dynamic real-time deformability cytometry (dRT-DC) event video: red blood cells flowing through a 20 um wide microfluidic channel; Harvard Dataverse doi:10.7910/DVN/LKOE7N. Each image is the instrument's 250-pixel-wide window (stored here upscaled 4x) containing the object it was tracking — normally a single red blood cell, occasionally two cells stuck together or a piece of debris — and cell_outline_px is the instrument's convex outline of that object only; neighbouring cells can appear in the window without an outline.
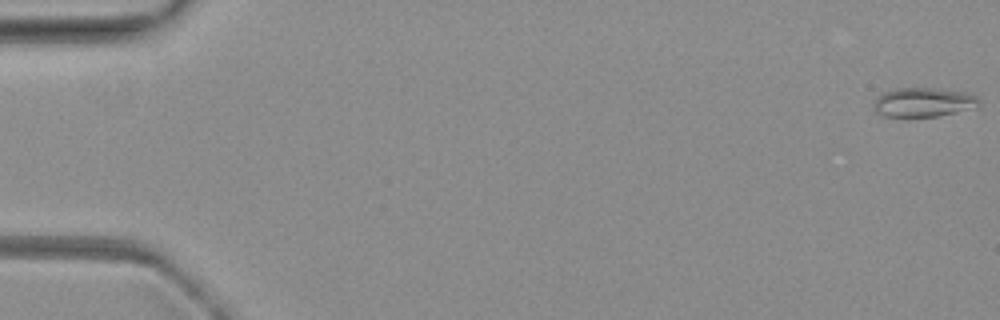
{"species": "common noctule bat (a hibernating species)", "species_latin": "Nyctalus noctula", "temperature_condition": "warm", "stored_images_in_passage": 3, "camera_frame_rate_fps": 3000, "um_per_image_px": 0.085, "animal": {"sex": "female", "body_mass_g": 19.3, "forearm_length_mm": 54.1}, "frame": {"image": 1, "passage_image": 1, "time_ms": 0.0, "image_size_px": [1000, 320], "cell_outline_px": [[980, 104], [976, 108], [936, 116], [904, 120], [884, 116], [872, 112], [872, 104], [880, 92], [892, 88], [932, 88], [968, 92], [976, 96], [980, 100]], "centroid_in_image_um": [78.39, 8.73], "position_along_channel_um": 6.6, "area_um2": 19.07}}
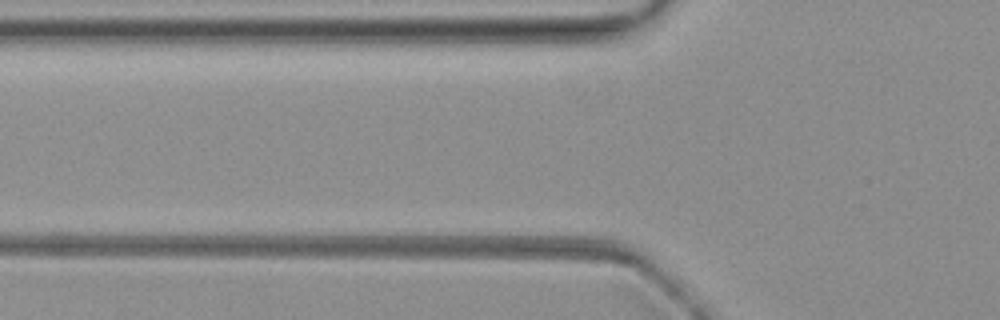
{"frame": {"image": 2, "passage_image": 3, "time_ms": 0.667, "image_size_px": [1000, 320], "cell_outline_px": [[584, 188], [580, 192], [420, 192], [412, 188], [408, 184], [416, 176], [432, 176], [556, 180], [584, 184]], "centroid_in_image_um": [41.72, 15.73], "position_along_channel_um": 84.1, "area_um2": 16.76}}